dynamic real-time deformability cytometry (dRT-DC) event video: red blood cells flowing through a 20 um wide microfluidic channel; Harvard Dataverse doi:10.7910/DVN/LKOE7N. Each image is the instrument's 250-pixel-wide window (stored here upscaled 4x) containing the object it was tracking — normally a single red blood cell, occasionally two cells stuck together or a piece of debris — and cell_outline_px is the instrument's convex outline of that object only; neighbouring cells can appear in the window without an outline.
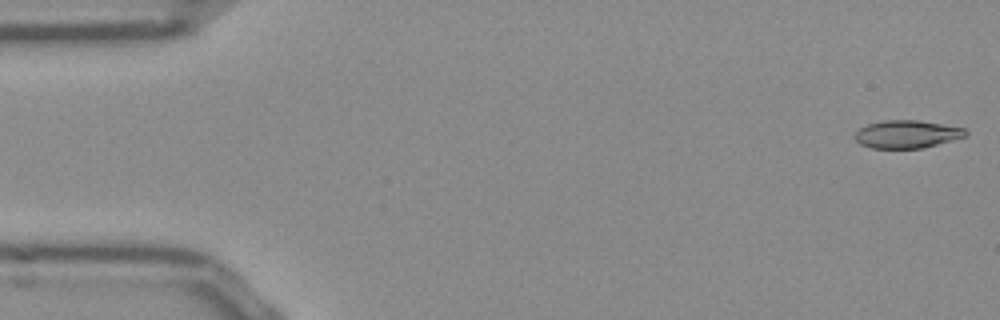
{"species": "Egyptian fruit bat (a non-hibernating species)", "species_latin": "Rousettus aegyptiacus", "temperature_condition": "room temperature", "stored_images_in_passage": 52, "camera_frame_rate_fps": 3000, "um_per_image_px": 0.085, "frame": {"image": 1, "passage_image": 1, "time_ms": 0.0, "image_size_px": [1000, 320], "cell_outline_px": [[968, 136], [920, 148], [872, 148], [860, 144], [852, 136], [860, 128], [868, 124], [884, 120], [916, 120], [964, 128], [968, 132]], "centroid_in_image_um": [77.06, 11.4], "position_along_channel_um": 7.9, "area_um2": 17.8}}
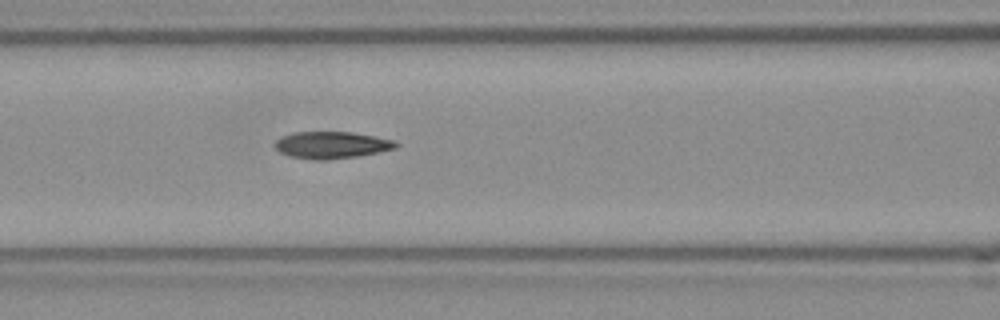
{"frame": {"image": 2, "passage_image": 21, "time_ms": 6.667, "image_size_px": [1000, 320], "cell_outline_px": [[400, 144], [396, 148], [356, 156], [328, 160], [316, 160], [288, 156], [280, 152], [272, 144], [280, 136], [292, 132], [352, 132], [376, 136], [396, 140]], "centroid_in_image_um": [28.16, 12.31], "position_along_channel_um": 138.4, "area_um2": 19.19}}
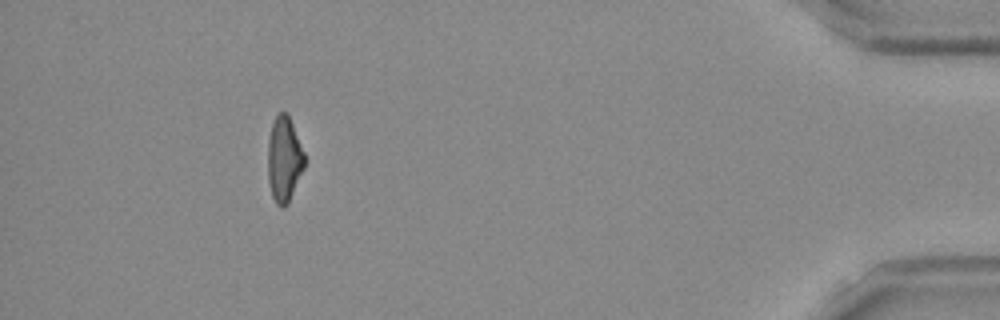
{"frame": {"image": 3, "passage_image": 47, "time_ms": 15.333, "image_size_px": [1000, 320], "cell_outline_px": [[304, 168], [288, 204], [284, 208], [280, 208], [276, 204], [272, 196], [268, 180], [268, 140], [272, 124], [276, 116], [280, 112], [288, 112], [304, 152]], "centroid_in_image_um": [24.15, 13.55], "position_along_channel_um": 411.1, "area_um2": 18.32}, "authors_computed_cell_mechanics": {"area_um2": 18.785, "velocity_mm_per_s": 3.8927, "shape_relaxation_time_tau1_ms": 6.7784, "shape_relaxation_time_tau2_ms": 2.8942, "deformation_change_tau1": 0.2227, "deformation_change_tau2": 0.1086}}